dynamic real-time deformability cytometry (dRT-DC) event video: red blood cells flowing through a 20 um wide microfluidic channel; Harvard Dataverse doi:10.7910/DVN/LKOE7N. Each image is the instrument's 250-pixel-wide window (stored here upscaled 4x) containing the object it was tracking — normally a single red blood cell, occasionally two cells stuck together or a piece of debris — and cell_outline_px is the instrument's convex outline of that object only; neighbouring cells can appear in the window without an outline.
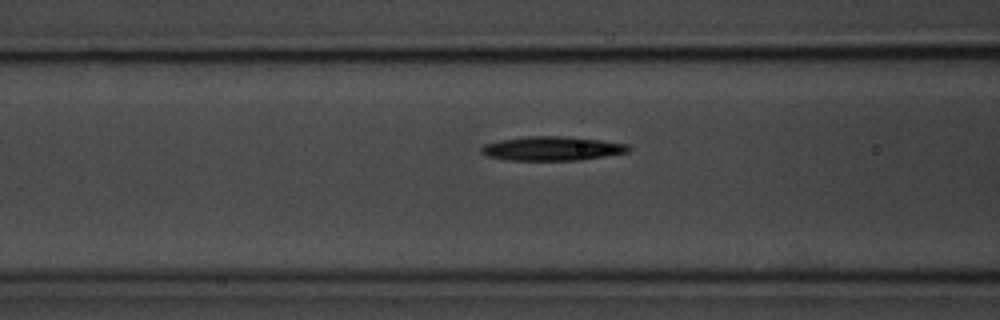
{"species": "common noctule bat (a hibernating species)", "species_latin": "Nyctalus noctula", "temperature_condition": "room temperature", "stored_images_in_passage": 37, "camera_frame_rate_fps": 3000, "um_per_image_px": 0.085, "animal": {"sex": "male", "body_mass_g": 20.1, "forearm_length_mm": 53.5}, "frame": {"image": 1, "passage_image": 7, "time_ms": 2.0, "image_size_px": [1000, 320], "cell_outline_px": [[632, 148], [628, 152], [580, 160], [508, 160], [488, 156], [480, 152], [480, 148], [484, 144], [500, 140], [528, 136], [564, 136], [600, 140], [628, 144]], "centroid_in_image_um": [46.93, 12.62], "position_along_channel_um": 119.7, "area_um2": 20.63}}
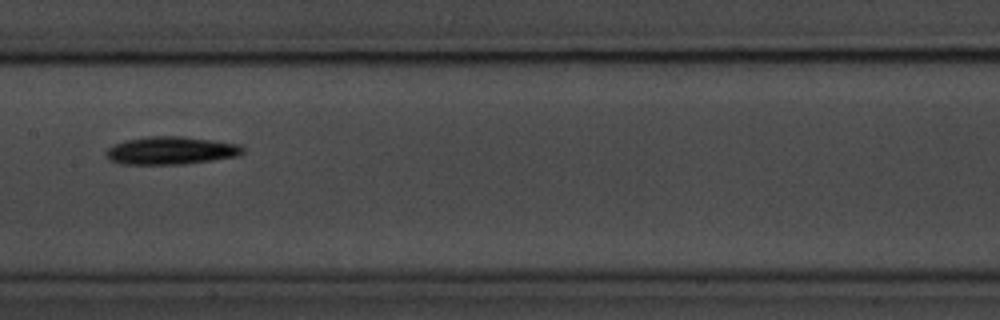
{"frame": {"image": 2, "passage_image": 13, "time_ms": 4.0, "image_size_px": [1000, 320], "cell_outline_px": [[244, 152], [240, 156], [184, 164], [120, 164], [108, 160], [104, 156], [104, 152], [112, 144], [124, 140], [148, 136], [180, 136], [212, 140], [240, 144], [244, 148]], "centroid_in_image_um": [14.48, 12.8], "position_along_channel_um": 192.9, "area_um2": 22.54}}
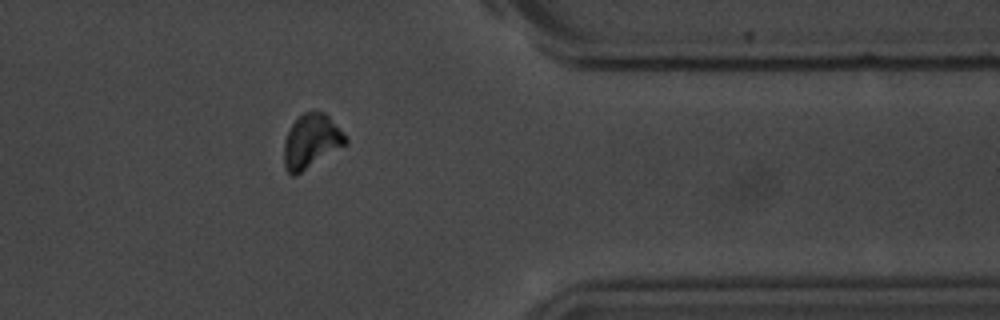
{"frame": {"image": 3, "passage_image": 30, "time_ms": 9.667, "image_size_px": [1000, 320], "cell_outline_px": [[348, 144], [296, 176], [292, 176], [284, 168], [284, 140], [292, 124], [304, 112], [324, 112], [328, 116], [348, 140]], "centroid_in_image_um": [26.44, 12.06], "position_along_channel_um": 385.0, "area_um2": 19.31}}